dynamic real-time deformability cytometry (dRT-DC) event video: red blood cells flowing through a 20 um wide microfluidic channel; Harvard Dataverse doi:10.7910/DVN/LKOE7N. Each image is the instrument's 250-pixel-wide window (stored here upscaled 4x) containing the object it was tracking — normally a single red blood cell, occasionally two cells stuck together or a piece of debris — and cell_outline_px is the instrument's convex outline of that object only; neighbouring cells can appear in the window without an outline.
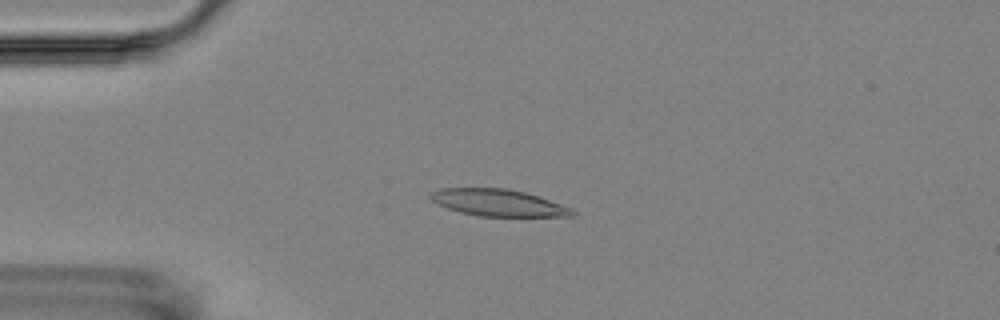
{"species": "Egyptian fruit bat (a non-hibernating species)", "species_latin": "Rousettus aegyptiacus", "temperature_condition": "room temperature", "stored_images_in_passage": 2, "camera_frame_rate_fps": 3000, "um_per_image_px": 0.085, "animal": {"sex": "female"}, "frame": {"image": 1, "passage_image": 1, "time_ms": 0.0, "image_size_px": [1000, 320], "cell_outline_px": [[576, 216], [480, 216], [460, 212], [448, 208], [432, 200], [428, 196], [432, 192], [440, 188], [508, 188], [524, 192], [572, 208], [576, 212]], "centroid_in_image_um": [42.35, 17.23], "position_along_channel_um": 42.7, "area_um2": 21.91}}